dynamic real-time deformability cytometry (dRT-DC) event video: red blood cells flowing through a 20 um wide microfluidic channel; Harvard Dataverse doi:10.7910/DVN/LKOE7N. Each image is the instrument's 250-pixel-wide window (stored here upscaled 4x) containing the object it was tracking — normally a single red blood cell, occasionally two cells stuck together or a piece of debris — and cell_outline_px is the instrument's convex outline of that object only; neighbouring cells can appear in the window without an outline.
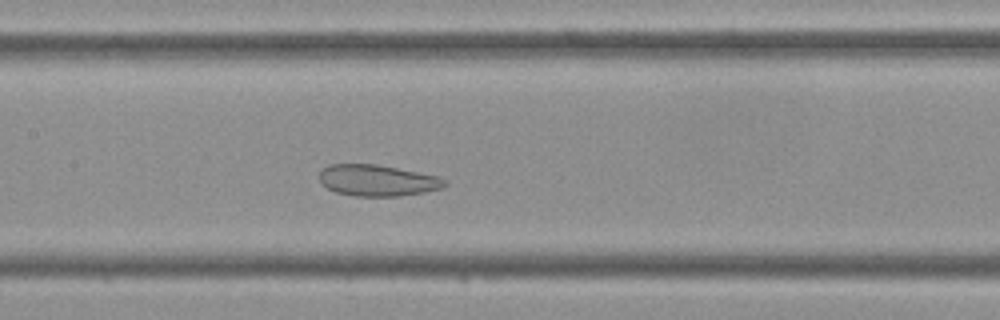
{"species": "Egyptian fruit bat (a non-hibernating species)", "species_latin": "Rousettus aegyptiacus", "temperature_condition": "cold", "stored_images_in_passage": 43, "camera_frame_rate_fps": 3000, "um_per_image_px": 0.085, "frame": {"image": 1, "passage_image": 18, "time_ms": 5.667, "image_size_px": [1000, 320], "cell_outline_px": [[448, 184], [444, 188], [424, 192], [400, 196], [356, 196], [336, 192], [328, 188], [320, 180], [320, 172], [328, 164], [376, 164], [436, 176], [448, 180]], "centroid_in_image_um": [32.11, 15.34], "position_along_channel_um": 175.3, "area_um2": 22.72}}
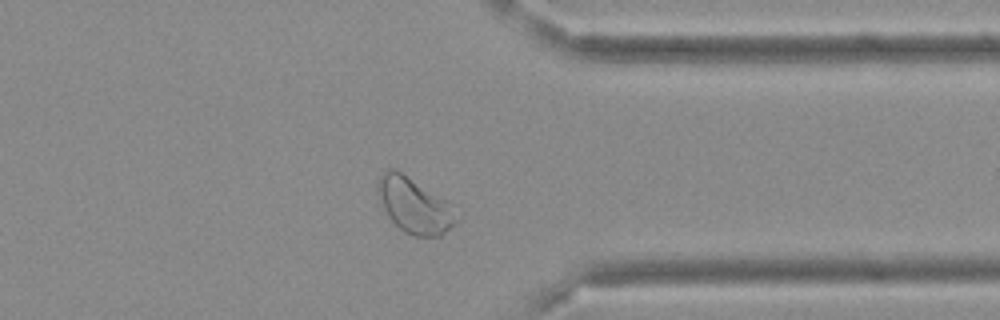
{"frame": {"image": 2, "passage_image": 32, "time_ms": 10.333, "image_size_px": [1000, 320], "cell_outline_px": [[464, 212], [460, 220], [456, 224], [440, 236], [412, 236], [404, 232], [388, 216], [376, 192], [376, 184], [380, 176], [388, 168], [396, 168], [448, 200]], "centroid_in_image_um": [35.32, 17.45], "position_along_channel_um": 376.1, "area_um2": 26.3}}
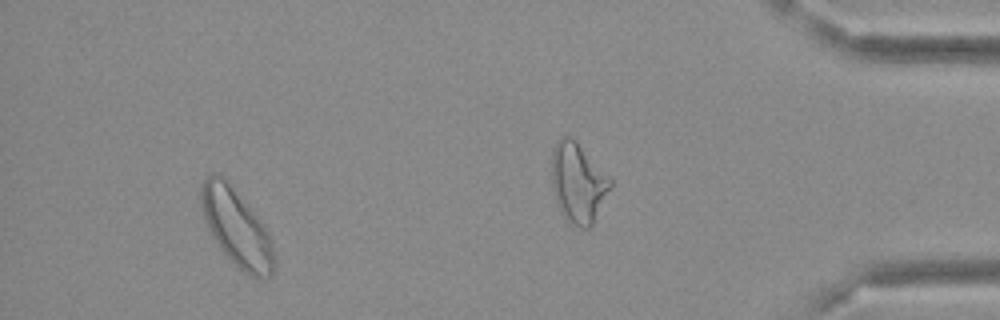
{"frame": {"image": 3, "passage_image": 39, "time_ms": 12.667, "image_size_px": [1000, 320], "cell_outline_px": [[272, 272], [268, 276], [260, 280], [244, 272], [224, 252], [212, 236], [204, 220], [200, 200], [200, 188], [204, 180], [212, 172], [224, 176], [228, 180], [264, 224], [268, 232], [272, 244]], "centroid_in_image_um": [20.07, 19.28], "position_along_channel_um": 415.1, "area_um2": 32.43}}